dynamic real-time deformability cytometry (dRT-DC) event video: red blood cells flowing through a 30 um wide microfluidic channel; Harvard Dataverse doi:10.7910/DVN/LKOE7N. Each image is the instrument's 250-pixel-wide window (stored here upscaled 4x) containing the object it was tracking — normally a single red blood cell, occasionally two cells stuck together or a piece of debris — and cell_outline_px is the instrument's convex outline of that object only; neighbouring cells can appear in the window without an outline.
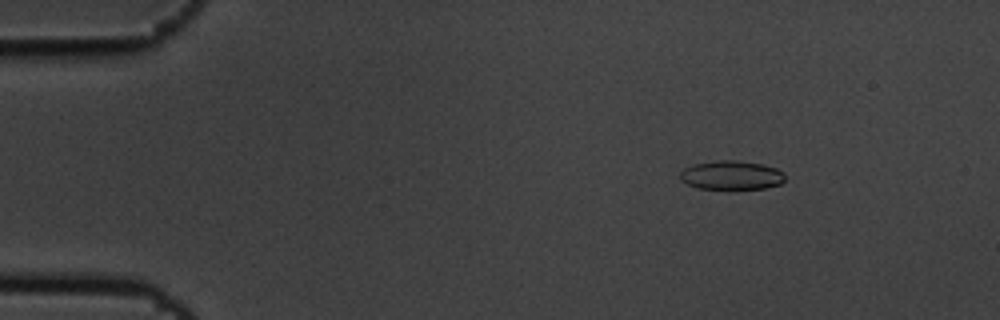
{"species": "common noctule bat (a hibernating species)", "species_latin": "Nyctalus noctula", "temperature_condition": "cold", "stored_images_in_passage": 3, "camera_frame_rate_fps": 3000, "um_per_image_px": 0.085, "animal": {"sex": "male", "body_mass_g": 19.5, "forearm_length_mm": 54.6}, "frame": {"image": 1, "passage_image": 1, "time_ms": 0.0, "image_size_px": [1000, 320], "cell_outline_px": [[784, 180], [780, 184], [764, 188], [696, 188], [680, 180], [680, 172], [684, 168], [692, 164], [720, 160], [736, 160], [760, 164], [776, 168], [784, 172]], "centroid_in_image_um": [62.15, 14.88], "position_along_channel_um": 22.9, "area_um2": 17.51}}